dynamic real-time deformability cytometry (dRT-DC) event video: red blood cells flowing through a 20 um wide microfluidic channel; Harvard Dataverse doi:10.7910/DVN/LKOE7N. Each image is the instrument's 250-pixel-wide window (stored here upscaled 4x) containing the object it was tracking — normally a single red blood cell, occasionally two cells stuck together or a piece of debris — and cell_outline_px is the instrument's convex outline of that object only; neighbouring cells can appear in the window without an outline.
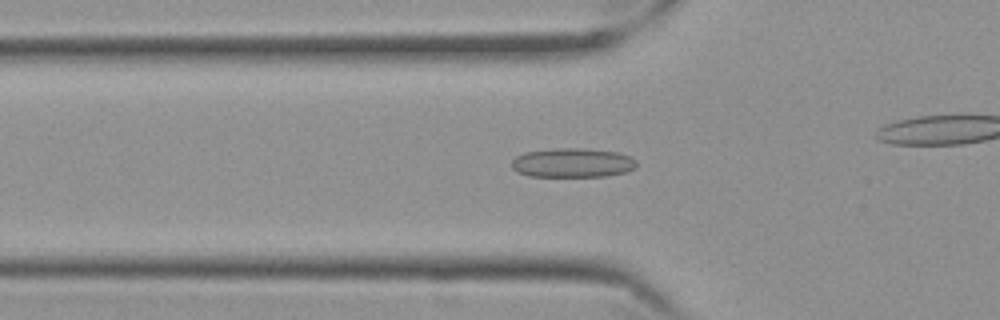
{"species": "Egyptian fruit bat (a non-hibernating species)", "species_latin": "Rousettus aegyptiacus", "temperature_condition": "cold", "stored_images_in_passage": 36, "camera_frame_rate_fps": 3000, "um_per_image_px": 0.085, "frame": {"image": 1, "passage_image": 7, "time_ms": 2.0, "image_size_px": [1000, 320], "cell_outline_px": [[636, 168], [624, 172], [604, 176], [528, 176], [516, 172], [512, 168], [512, 160], [516, 156], [524, 152], [560, 148], [584, 148], [616, 152], [628, 156], [636, 160]], "centroid_in_image_um": [48.63, 13.84], "position_along_channel_um": 77.2, "area_um2": 21.21}}
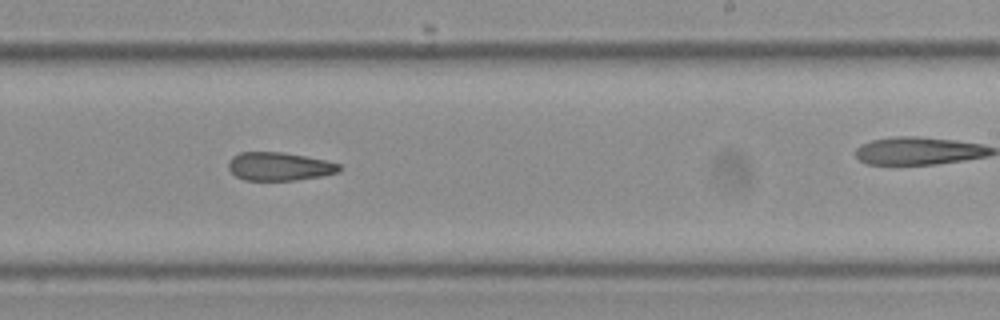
{"frame": {"image": 2, "passage_image": 23, "time_ms": 7.333, "image_size_px": [1000, 320], "cell_outline_px": [[340, 172], [324, 176], [296, 180], [244, 180], [236, 176], [228, 168], [228, 160], [232, 156], [240, 152], [284, 152], [324, 160], [340, 164]], "centroid_in_image_um": [23.73, 14.15], "position_along_channel_um": 265.3, "area_um2": 18.38}}
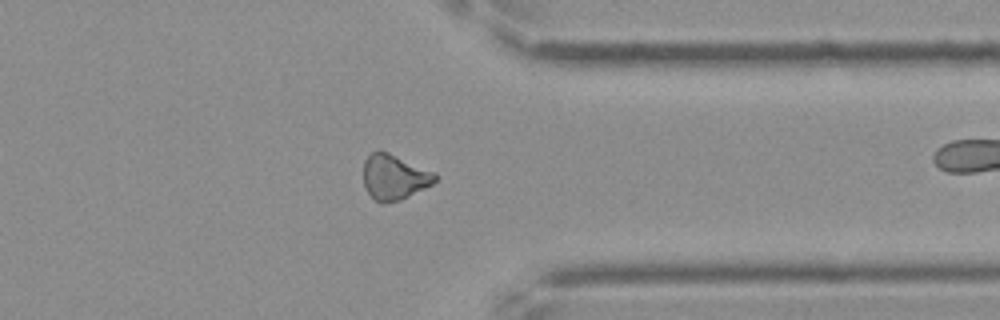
{"frame": {"image": 3, "passage_image": 33, "time_ms": 10.667, "image_size_px": [1000, 320], "cell_outline_px": [[440, 176], [432, 184], [400, 200], [384, 204], [380, 204], [364, 188], [364, 160], [372, 152], [388, 152], [436, 172]], "centroid_in_image_um": [33.53, 15.06], "position_along_channel_um": 377.9, "area_um2": 18.9}}